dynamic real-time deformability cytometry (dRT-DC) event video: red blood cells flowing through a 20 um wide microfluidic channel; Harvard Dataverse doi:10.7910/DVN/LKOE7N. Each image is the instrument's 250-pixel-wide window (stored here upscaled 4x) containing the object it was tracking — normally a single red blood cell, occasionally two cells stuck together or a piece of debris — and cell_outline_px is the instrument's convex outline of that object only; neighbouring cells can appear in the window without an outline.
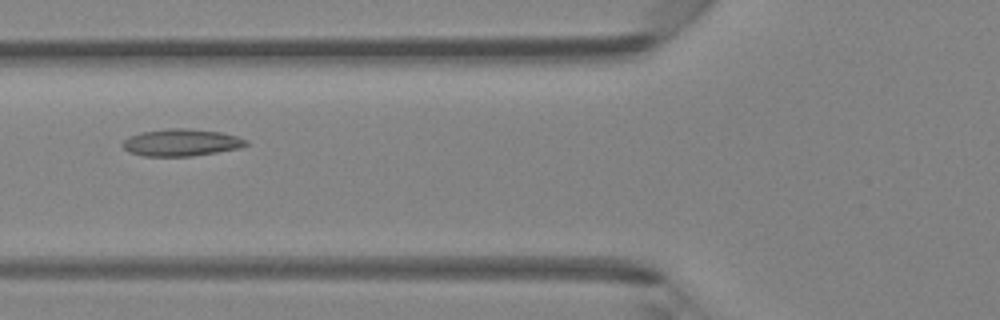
{"species": "Egyptian fruit bat (a non-hibernating species)", "species_latin": "Rousettus aegyptiacus", "temperature_condition": "room temperature", "stored_images_in_passage": 6, "camera_frame_rate_fps": 3000, "um_per_image_px": 0.085, "animal": {"sex": "female"}, "frame": {"image": 1, "passage_image": 6, "time_ms": 1.667, "image_size_px": [1000, 320], "cell_outline_px": [[248, 144], [240, 148], [192, 156], [144, 156], [128, 152], [120, 144], [128, 136], [140, 132], [168, 128], [184, 128], [220, 132], [236, 136], [248, 140]], "centroid_in_image_um": [15.37, 12.11], "position_along_channel_um": 110.4, "area_um2": 19.54}}